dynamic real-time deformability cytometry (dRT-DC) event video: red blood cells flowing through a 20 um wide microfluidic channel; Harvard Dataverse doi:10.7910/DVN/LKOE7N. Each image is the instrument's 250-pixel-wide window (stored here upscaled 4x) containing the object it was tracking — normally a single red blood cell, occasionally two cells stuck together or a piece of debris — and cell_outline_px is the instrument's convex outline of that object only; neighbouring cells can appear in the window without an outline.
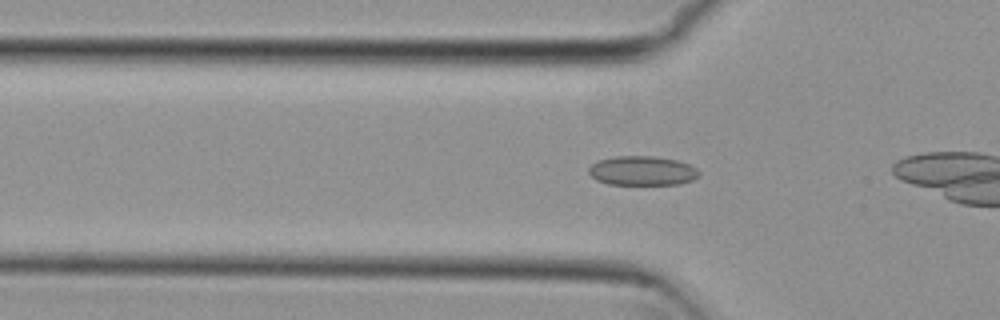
{"species": "common noctule bat (a hibernating species)", "species_latin": "Nyctalus noctula", "temperature_condition": "cold", "stored_images_in_passage": 16, "camera_frame_rate_fps": 3000, "um_per_image_px": 0.085, "animal": {"sex": "female", "body_mass_g": 29.2, "forearm_length_mm": 56.3}, "frame": {"image": 1, "passage_image": 14, "time_ms": 4.333, "image_size_px": [1000, 320], "cell_outline_px": [[700, 176], [692, 180], [680, 184], [608, 184], [596, 180], [588, 172], [588, 168], [592, 164], [600, 160], [616, 156], [652, 156], [676, 160], [688, 164], [696, 168], [700, 172]], "centroid_in_image_um": [54.6, 14.52], "position_along_channel_um": 71.2, "area_um2": 18.79}}